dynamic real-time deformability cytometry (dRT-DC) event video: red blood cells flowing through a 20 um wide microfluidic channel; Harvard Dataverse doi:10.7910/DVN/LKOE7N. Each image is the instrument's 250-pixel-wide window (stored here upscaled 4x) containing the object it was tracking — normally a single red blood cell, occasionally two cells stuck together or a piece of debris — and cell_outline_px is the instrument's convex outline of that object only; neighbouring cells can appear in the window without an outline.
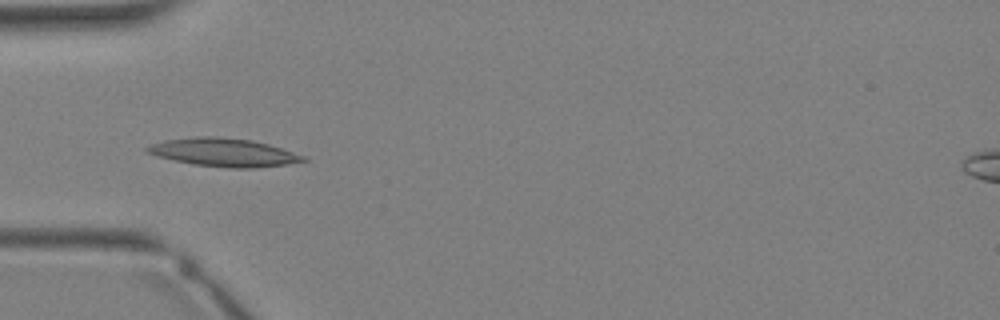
{"species": "Egyptian fruit bat (a non-hibernating species)", "species_latin": "Rousettus aegyptiacus", "temperature_condition": "warm", "stored_images_in_passage": 34, "camera_frame_rate_fps": 3000, "um_per_image_px": 0.085, "animal": {"sex": "female"}, "frame": {"image": 1, "passage_image": 11, "time_ms": 3.333, "image_size_px": [1000, 320], "cell_outline_px": [[308, 160], [288, 164], [256, 168], [232, 168], [192, 164], [156, 156], [144, 152], [144, 148], [152, 144], [164, 140], [196, 136], [212, 136], [252, 140], [268, 144], [308, 156]], "centroid_in_image_um": [19.02, 12.95], "position_along_channel_um": 66.0, "area_um2": 25.84}}
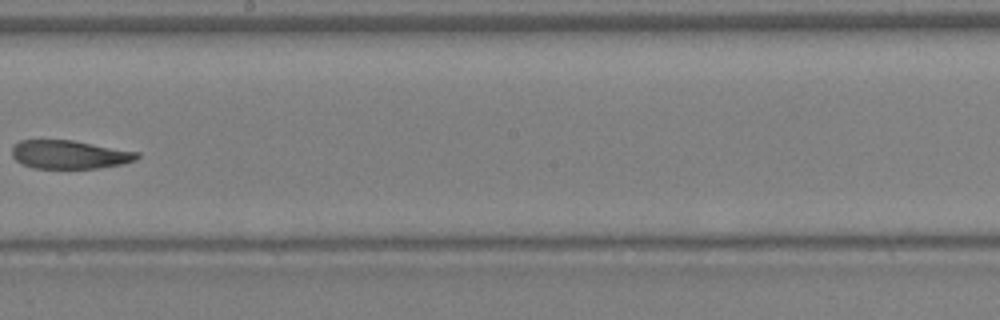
{"frame": {"image": 2, "passage_image": 20, "time_ms": 6.333, "image_size_px": [1000, 320], "cell_outline_px": [[140, 156], [136, 160], [120, 164], [96, 168], [32, 168], [16, 160], [12, 156], [12, 148], [20, 140], [72, 140], [140, 152]], "centroid_in_image_um": [5.92, 13.13], "position_along_channel_um": 242.3, "area_um2": 20.63}}
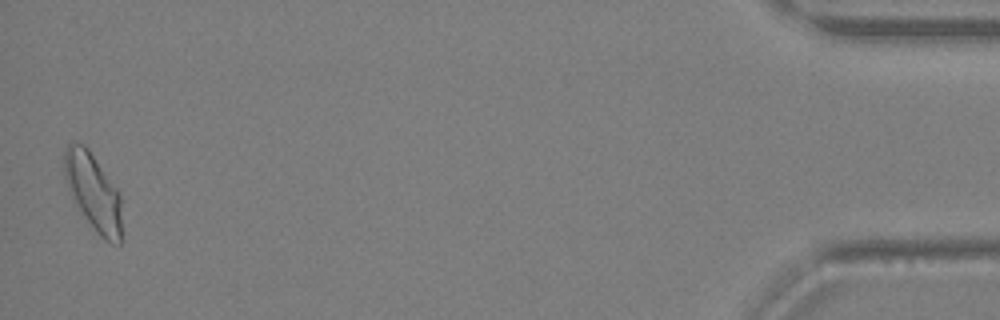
{"frame": {"image": 3, "passage_image": 34, "time_ms": 11.0, "image_size_px": [1000, 320], "cell_outline_px": [[120, 244], [112, 244], [104, 240], [100, 236], [76, 204], [68, 188], [64, 176], [64, 152], [68, 144], [72, 140], [84, 144], [88, 148], [120, 192]], "centroid_in_image_um": [7.91, 16.26], "position_along_channel_um": 427.3, "area_um2": 25.49}}